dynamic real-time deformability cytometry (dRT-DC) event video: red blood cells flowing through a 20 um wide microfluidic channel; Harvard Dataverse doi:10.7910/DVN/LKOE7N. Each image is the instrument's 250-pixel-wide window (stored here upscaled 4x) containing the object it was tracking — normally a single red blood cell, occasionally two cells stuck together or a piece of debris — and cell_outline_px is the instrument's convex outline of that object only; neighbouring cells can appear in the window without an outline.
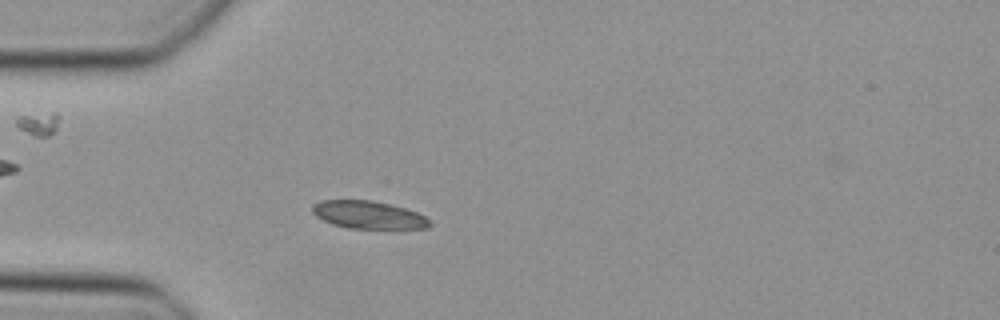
{"species": "Egyptian fruit bat (a non-hibernating species)", "species_latin": "Rousettus aegyptiacus", "temperature_condition": "cold", "stored_images_in_passage": 36, "camera_frame_rate_fps": 3000, "um_per_image_px": 0.085, "animal": {"sex": "female"}, "frame": {"image": 1, "passage_image": 2, "time_ms": 0.333, "image_size_px": [1000, 320], "cell_outline_px": [[432, 224], [428, 228], [348, 228], [332, 224], [316, 216], [312, 212], [312, 204], [320, 200], [372, 200], [404, 208], [416, 212], [424, 216]], "centroid_in_image_um": [31.27, 18.26], "position_along_channel_um": 53.7, "area_um2": 18.79}}
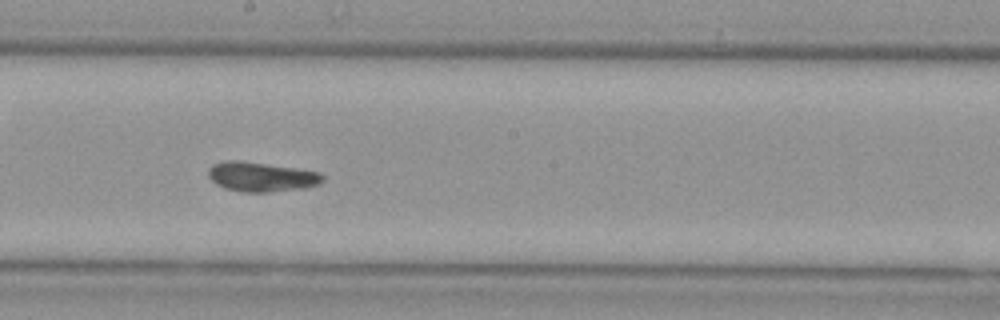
{"frame": {"image": 2, "passage_image": 15, "time_ms": 4.667, "image_size_px": [1000, 320], "cell_outline_px": [[324, 180], [320, 184], [304, 188], [268, 192], [244, 192], [224, 188], [216, 184], [208, 176], [208, 168], [212, 164], [224, 160], [240, 160], [296, 168], [320, 172], [324, 176]], "centroid_in_image_um": [22.2, 15.02], "position_along_channel_um": 226.0, "area_um2": 19.88}}
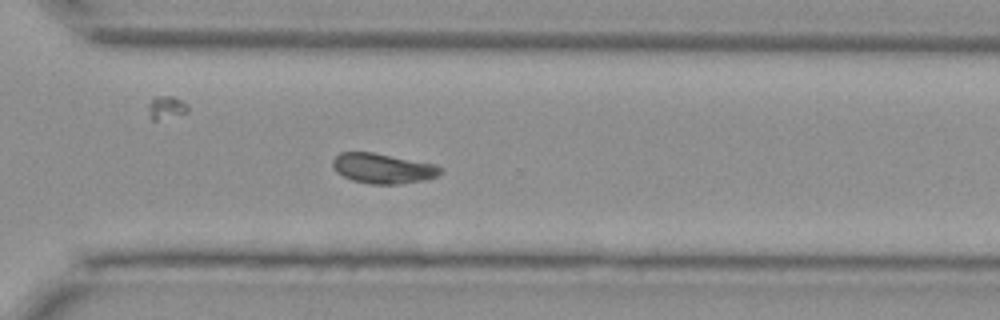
{"frame": {"image": 3, "passage_image": 23, "time_ms": 7.333, "image_size_px": [1000, 320], "cell_outline_px": [[440, 172], [436, 176], [424, 180], [400, 184], [372, 184], [352, 180], [336, 172], [332, 164], [332, 160], [340, 152], [372, 152], [436, 164], [440, 168]], "centroid_in_image_um": [32.51, 14.31], "position_along_channel_um": 338.1, "area_um2": 18.73}}